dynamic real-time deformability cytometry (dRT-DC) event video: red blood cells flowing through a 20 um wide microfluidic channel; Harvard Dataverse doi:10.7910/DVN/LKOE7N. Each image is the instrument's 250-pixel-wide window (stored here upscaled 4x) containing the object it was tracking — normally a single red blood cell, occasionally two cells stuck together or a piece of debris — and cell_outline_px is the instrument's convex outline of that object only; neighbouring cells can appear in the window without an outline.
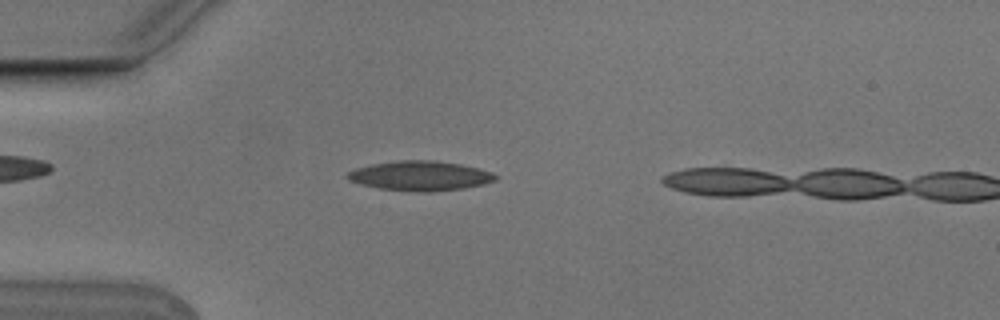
{"species": "Egyptian fruit bat (a non-hibernating species)", "species_latin": "Rousettus aegyptiacus", "temperature_condition": "cold", "stored_images_in_passage": 5, "camera_frame_rate_fps": 3000, "um_per_image_px": 0.085, "animal": {"sex": "male"}, "frame": {"image": 1, "passage_image": 4, "time_ms": 1.0, "image_size_px": [1000, 320], "cell_outline_px": [[496, 180], [484, 184], [464, 188], [428, 192], [420, 192], [380, 188], [360, 184], [348, 180], [344, 176], [348, 172], [356, 168], [372, 164], [396, 160], [436, 160], [460, 164], [492, 172], [496, 176]], "centroid_in_image_um": [35.68, 14.94], "position_along_channel_um": 49.3, "area_um2": 25.55}}